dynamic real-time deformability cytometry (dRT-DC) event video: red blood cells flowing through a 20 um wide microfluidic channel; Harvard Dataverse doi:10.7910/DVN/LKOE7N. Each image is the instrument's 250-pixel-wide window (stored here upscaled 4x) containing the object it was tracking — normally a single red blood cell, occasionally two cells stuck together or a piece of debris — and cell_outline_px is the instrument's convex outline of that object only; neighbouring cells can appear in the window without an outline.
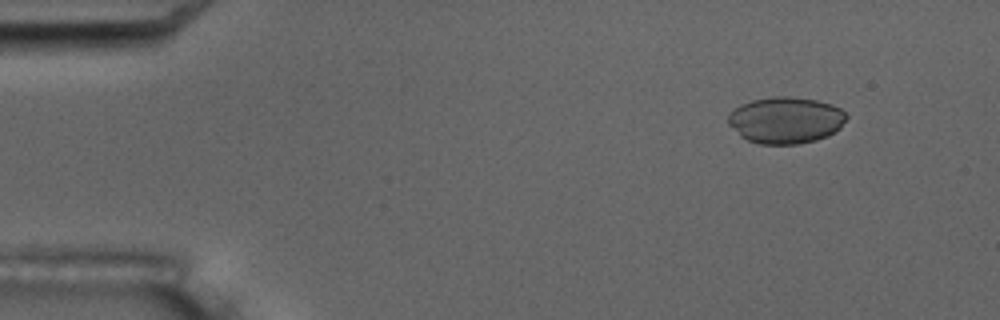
{"species": "common noctule bat (a hibernating species)", "species_latin": "Nyctalus noctula", "temperature_condition": "room temperature", "stored_images_in_passage": 5, "camera_frame_rate_fps": 3000, "um_per_image_px": 0.085, "animal": {"sex": "male", "body_mass_g": 17.5, "forearm_length_mm": 52.3}, "frame": {"image": 1, "passage_image": 2, "time_ms": 1.333, "image_size_px": [1000, 320], "cell_outline_px": [[848, 116], [840, 128], [828, 136], [816, 140], [796, 144], [760, 144], [748, 140], [740, 136], [728, 124], [728, 116], [740, 104], [752, 100], [772, 96], [788, 96], [816, 100], [832, 104], [840, 108]], "centroid_in_image_um": [66.79, 10.21], "position_along_channel_um": 18.2, "area_um2": 32.14}}